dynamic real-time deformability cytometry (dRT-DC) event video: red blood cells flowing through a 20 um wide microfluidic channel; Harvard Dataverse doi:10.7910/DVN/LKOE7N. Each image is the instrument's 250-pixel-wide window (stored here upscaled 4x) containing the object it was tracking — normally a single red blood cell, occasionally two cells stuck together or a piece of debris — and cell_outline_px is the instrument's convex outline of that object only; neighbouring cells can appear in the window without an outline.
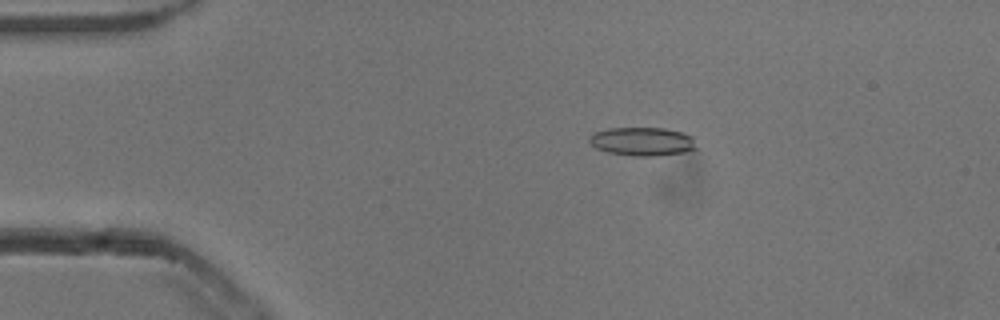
{"species": "common noctule bat (a hibernating species)", "species_latin": "Nyctalus noctula", "temperature_condition": "cold", "stored_images_in_passage": 48, "camera_frame_rate_fps": 3000, "um_per_image_px": 0.085, "animal": {"sex": "male", "body_mass_g": 13.3}, "frame": {"image": 1, "passage_image": 5, "time_ms": 1.333, "image_size_px": [1000, 320], "cell_outline_px": [[696, 148], [684, 152], [656, 156], [632, 156], [608, 152], [596, 148], [588, 140], [592, 132], [608, 128], [664, 128], [684, 132], [692, 136]], "centroid_in_image_um": [54.58, 12.02], "position_along_channel_um": 30.4, "area_um2": 17.86}}
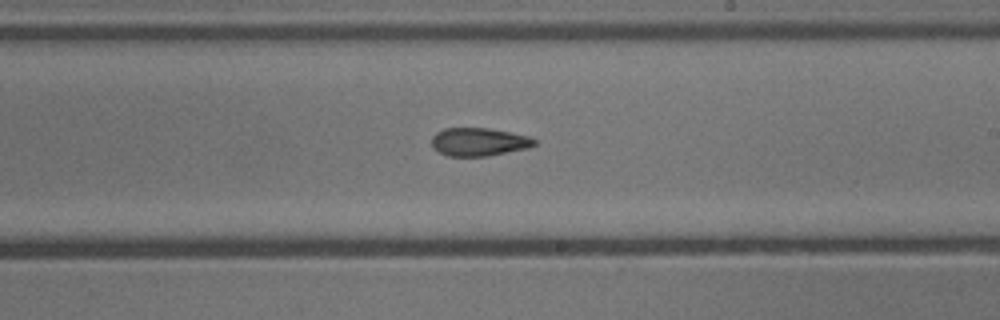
{"frame": {"image": 2, "passage_image": 26, "time_ms": 8.333, "image_size_px": [1000, 320], "cell_outline_px": [[536, 144], [528, 148], [488, 156], [448, 156], [432, 148], [432, 136], [436, 132], [444, 128], [488, 128], [528, 136], [536, 140]], "centroid_in_image_um": [40.68, 12.06], "position_along_channel_um": 248.3, "area_um2": 16.82}}
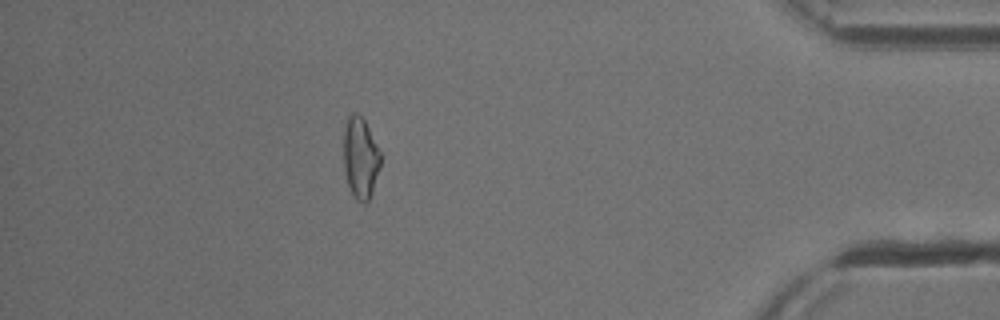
{"frame": {"image": 3, "passage_image": 42, "time_ms": 13.667, "image_size_px": [1000, 320], "cell_outline_px": [[380, 168], [372, 192], [368, 200], [364, 204], [360, 204], [356, 200], [348, 184], [344, 168], [344, 120], [352, 112], [356, 112], [364, 120], [380, 152]], "centroid_in_image_um": [30.62, 13.41], "position_along_channel_um": 404.6, "area_um2": 17.46}, "authors_computed_cell_mechanics": {"area_um2": 17.4556, "velocity_mm_per_s": 3.8382, "shape_relaxation_time_tau1_ms": 4.8094, "shape_relaxation_time_tau2_ms": 4.3275, "deformation_change_tau1": 0.1316, "deformation_change_tau2": 0.1353}}